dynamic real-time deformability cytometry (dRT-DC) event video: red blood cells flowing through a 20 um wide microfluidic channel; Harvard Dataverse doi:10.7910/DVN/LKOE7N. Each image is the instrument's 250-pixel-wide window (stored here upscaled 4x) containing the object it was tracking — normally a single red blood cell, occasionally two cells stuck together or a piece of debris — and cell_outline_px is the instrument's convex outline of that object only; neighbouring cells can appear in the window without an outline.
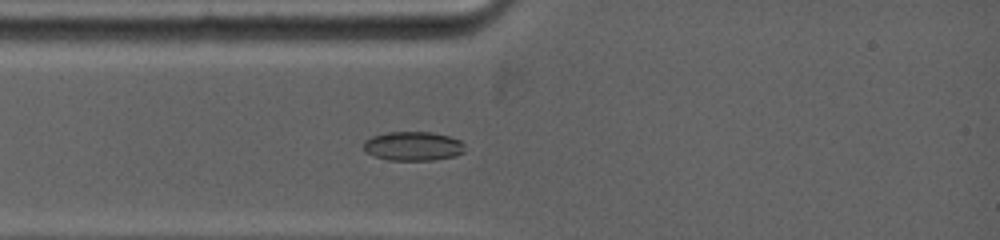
{"species": "common noctule bat (a hibernating species)", "species_latin": "Nyctalus noctula", "temperature_condition": "warm", "stored_images_in_passage": 43, "camera_frame_rate_fps": 5000, "um_per_image_px": 0.085, "animal": {"sex": "female", "body_mass_g": 19.0, "forearm_length_mm": 53.3}, "frame": {"image": 1, "passage_image": 5, "time_ms": 1.6, "image_size_px": [1000, 240], "cell_outline_px": [[464, 152], [456, 156], [432, 160], [388, 160], [372, 156], [364, 152], [364, 140], [372, 136], [388, 132], [432, 132], [448, 136], [460, 140], [464, 144]], "centroid_in_image_um": [35.09, 12.42], "position_along_channel_um": 49.9, "area_um2": 17.34}}
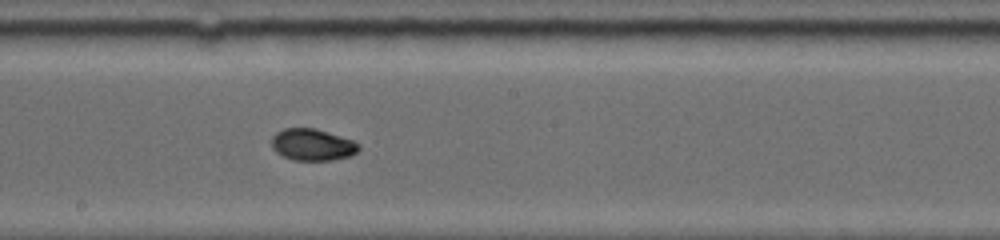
{"frame": {"image": 2, "passage_image": 22, "time_ms": 6.0, "image_size_px": [1000, 240], "cell_outline_px": [[360, 148], [352, 156], [332, 160], [292, 160], [276, 152], [272, 148], [272, 136], [276, 132], [284, 128], [316, 128], [352, 140], [360, 144]], "centroid_in_image_um": [26.56, 12.3], "position_along_channel_um": 221.6, "area_um2": 16.18}}
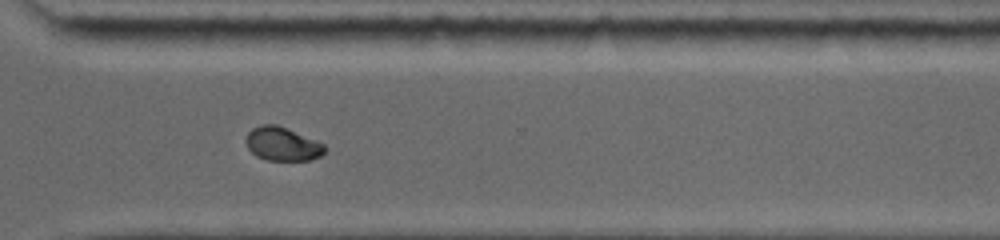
{"frame": {"image": 3, "passage_image": 35, "time_ms": 9.2, "image_size_px": [1000, 240], "cell_outline_px": [[328, 148], [320, 156], [308, 160], [268, 160], [256, 156], [248, 148], [244, 140], [248, 132], [252, 128], [260, 124], [276, 124], [316, 140], [324, 144]], "centroid_in_image_um": [23.98, 12.23], "position_along_channel_um": 346.6, "area_um2": 15.49}, "authors_computed_cell_mechanics": {"area_um2": 16.2996, "velocity_mm_per_s": 3.894, "shape_relaxation_time_tau1_ms": null, "shape_relaxation_time_tau2_ms": 1.6104, "deformation_change_tau1": null, "deformation_change_tau2": 0.0254}}